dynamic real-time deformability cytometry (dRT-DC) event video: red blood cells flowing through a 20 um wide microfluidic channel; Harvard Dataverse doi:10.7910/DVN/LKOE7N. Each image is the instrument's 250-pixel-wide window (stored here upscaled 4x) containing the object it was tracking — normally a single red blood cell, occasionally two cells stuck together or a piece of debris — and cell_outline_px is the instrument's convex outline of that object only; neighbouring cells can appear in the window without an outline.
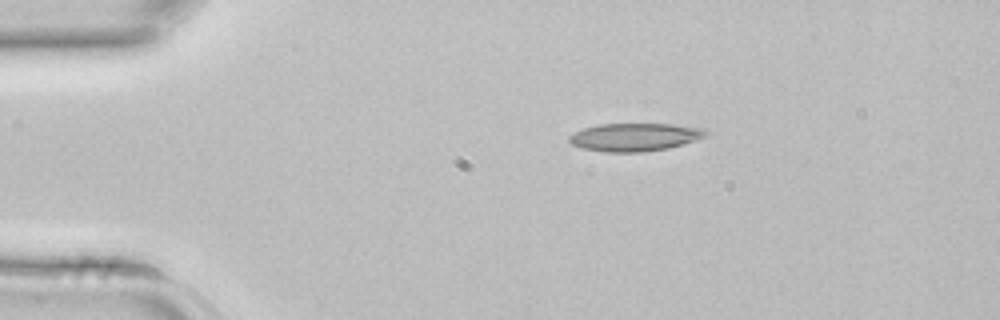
{"species": "common noctule bat (a hibernating species)", "species_latin": "Nyctalus noctula", "temperature_condition": "room temperature", "stored_images_in_passage": 1, "camera_frame_rate_fps": 3000, "um_per_image_px": 0.085, "animal": {"sex": "female", "body_mass_g": 22.7, "forearm_length_mm": 54.2}, "frame": {"image": 1, "passage_image": 1, "time_ms": 0.0, "image_size_px": [1000, 320], "cell_outline_px": [[712, 132], [704, 136], [684, 144], [668, 148], [644, 152], [604, 152], [584, 148], [572, 144], [568, 140], [568, 136], [584, 128], [600, 124], [672, 124], [700, 128]], "centroid_in_image_um": [53.96, 11.65], "position_along_channel_um": 31.0, "area_um2": 22.14}}